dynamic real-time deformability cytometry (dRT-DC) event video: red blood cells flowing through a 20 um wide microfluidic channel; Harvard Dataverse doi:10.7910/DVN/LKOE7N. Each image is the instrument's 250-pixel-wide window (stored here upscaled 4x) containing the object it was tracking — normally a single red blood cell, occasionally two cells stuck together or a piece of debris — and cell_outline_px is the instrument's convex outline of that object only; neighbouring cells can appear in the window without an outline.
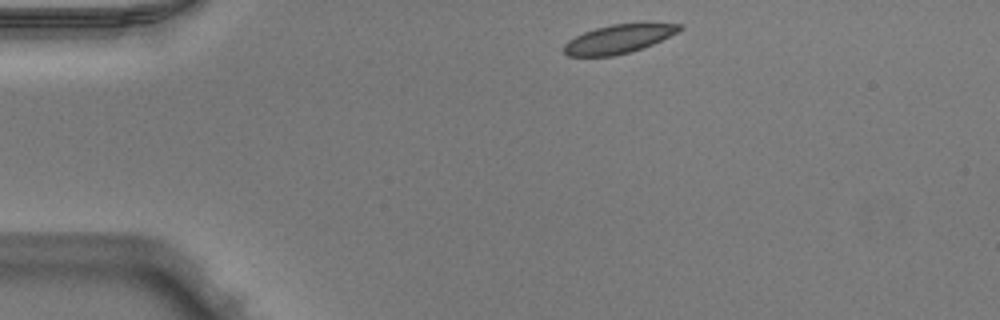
{"species": "Egyptian fruit bat (a non-hibernating species)", "species_latin": "Rousettus aegyptiacus", "temperature_condition": "warm", "stored_images_in_passage": 7, "camera_frame_rate_fps": 3000, "um_per_image_px": 0.085, "animal": {"sex": "male"}, "frame": {"image": 1, "passage_image": 1, "time_ms": 0.0, "image_size_px": [1000, 320], "cell_outline_px": [[684, 28], [652, 44], [628, 52], [612, 56], [564, 56], [564, 44], [568, 40], [584, 32], [596, 28], [612, 24], [684, 24]], "centroid_in_image_um": [52.51, 3.32], "position_along_channel_um": 32.5, "area_um2": 18.84}}